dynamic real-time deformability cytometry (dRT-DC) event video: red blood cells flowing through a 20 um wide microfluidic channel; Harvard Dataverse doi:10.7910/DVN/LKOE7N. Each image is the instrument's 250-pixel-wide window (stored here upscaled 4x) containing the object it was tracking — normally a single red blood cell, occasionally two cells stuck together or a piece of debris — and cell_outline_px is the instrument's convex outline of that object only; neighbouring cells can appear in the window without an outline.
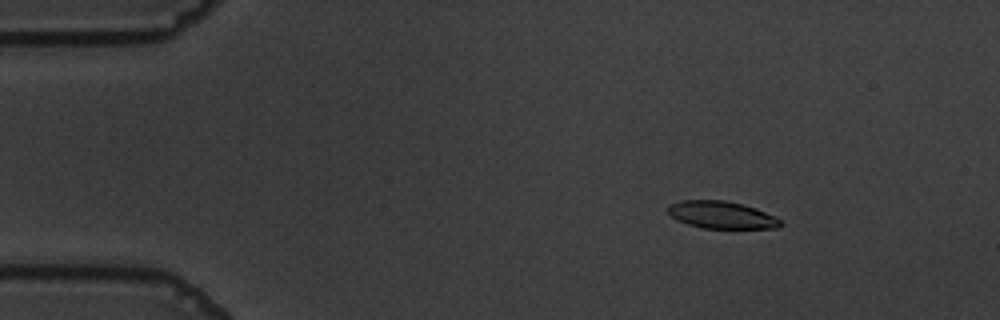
{"species": "common noctule bat (a hibernating species)", "species_latin": "Nyctalus noctula", "temperature_condition": "warm", "stored_images_in_passage": 57, "camera_frame_rate_fps": 3000, "um_per_image_px": 0.085, "animal": {"sex": "male", "body_mass_g": 19.5, "forearm_length_mm": 54.6}, "frame": {"image": 1, "passage_image": 8, "time_ms": 2.333, "image_size_px": [1000, 320], "cell_outline_px": [[784, 224], [776, 228], [704, 228], [688, 224], [676, 220], [668, 212], [668, 204], [680, 200], [724, 200], [756, 208], [776, 216], [784, 220]], "centroid_in_image_um": [61.36, 18.26], "position_along_channel_um": 23.6, "area_um2": 18.03}}
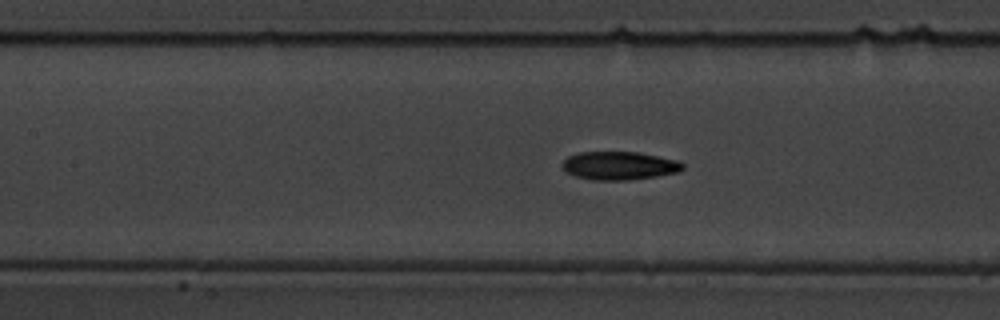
{"frame": {"image": 2, "passage_image": 25, "time_ms": 8.0, "image_size_px": [1000, 320], "cell_outline_px": [[684, 168], [680, 172], [656, 176], [628, 180], [592, 180], [576, 176], [564, 172], [560, 164], [568, 156], [580, 152], [636, 152], [676, 160], [684, 164]], "centroid_in_image_um": [52.6, 14.09], "position_along_channel_um": 154.8, "area_um2": 19.88}}
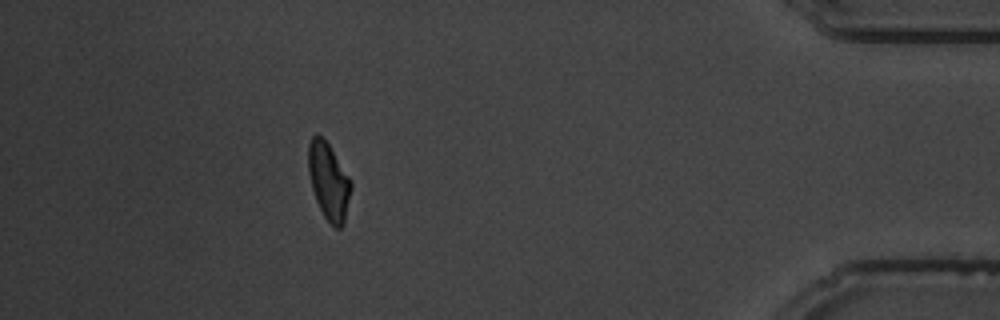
{"frame": {"image": 3, "passage_image": 50, "time_ms": 16.333, "image_size_px": [1000, 320], "cell_outline_px": [[352, 188], [344, 224], [340, 228], [336, 228], [324, 216], [316, 200], [312, 188], [308, 172], [308, 144], [312, 136], [316, 132], [328, 144], [352, 180]], "centroid_in_image_um": [27.94, 15.4], "position_along_channel_um": 407.3, "area_um2": 19.13}, "authors_computed_cell_mechanics": {"area_um2": 19.363, "velocity_mm_per_s": 3.6454, "shape_relaxation_time_tau1_ms": 4.1929, "shape_relaxation_time_tau2_ms": 2.2342, "deformation_change_tau1": 0.1649, "deformation_change_tau2": 0.0779}}